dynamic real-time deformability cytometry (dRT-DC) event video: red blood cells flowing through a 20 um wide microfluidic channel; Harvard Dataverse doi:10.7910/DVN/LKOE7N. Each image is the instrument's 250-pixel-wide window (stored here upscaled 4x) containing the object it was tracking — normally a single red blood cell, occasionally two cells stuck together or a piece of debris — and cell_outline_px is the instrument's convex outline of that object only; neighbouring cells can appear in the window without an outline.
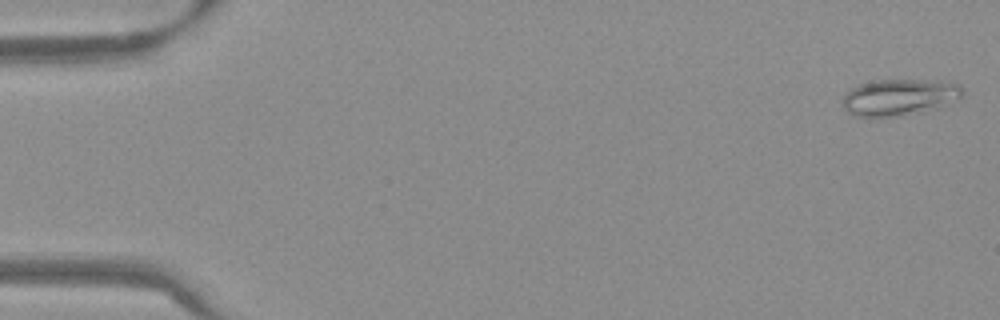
{"species": "Egyptian fruit bat (a non-hibernating species)", "species_latin": "Rousettus aegyptiacus", "temperature_condition": "warm", "stored_images_in_passage": 53, "camera_frame_rate_fps": 3000, "um_per_image_px": 0.085, "frame": {"image": 1, "passage_image": 1, "time_ms": 0.0, "image_size_px": [1000, 320], "cell_outline_px": [[964, 96], [960, 100], [936, 108], [904, 116], [872, 120], [856, 116], [848, 112], [840, 104], [840, 100], [852, 88], [860, 84], [872, 80], [940, 80], [960, 84], [964, 92]], "centroid_in_image_um": [76.44, 8.3], "position_along_channel_um": 8.6, "area_um2": 26.59}}
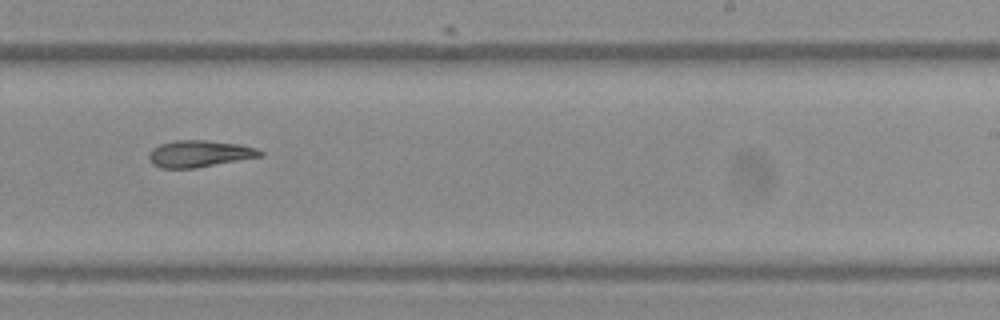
{"frame": {"image": 2, "passage_image": 33, "time_ms": 10.667, "image_size_px": [1000, 320], "cell_outline_px": [[264, 156], [196, 168], [160, 168], [152, 164], [148, 160], [148, 152], [152, 148], [160, 144], [172, 140], [204, 140], [240, 144], [256, 148], [264, 152]], "centroid_in_image_um": [16.93, 13.07], "position_along_channel_um": 272.1, "area_um2": 17.63}}
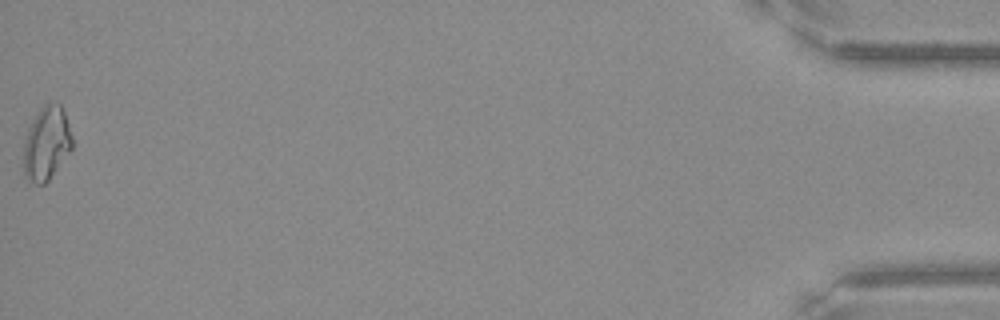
{"frame": {"image": 3, "passage_image": 53, "time_ms": 17.333, "image_size_px": [1000, 320], "cell_outline_px": [[72, 148], [48, 180], [44, 184], [36, 184], [28, 180], [24, 176], [24, 136], [32, 120], [40, 108], [48, 100], [60, 104], [64, 112], [72, 136]], "centroid_in_image_um": [3.93, 12.15], "position_along_channel_um": 431.3, "area_um2": 20.87}, "authors_computed_cell_mechanics": {"area_um2": 18.207, "velocity_mm_per_s": 3.8435, "shape_relaxation_time_tau1_ms": null, "shape_relaxation_time_tau2_ms": 8.6304, "deformation_change_tau1": null, "deformation_change_tau2": 0.1751}}